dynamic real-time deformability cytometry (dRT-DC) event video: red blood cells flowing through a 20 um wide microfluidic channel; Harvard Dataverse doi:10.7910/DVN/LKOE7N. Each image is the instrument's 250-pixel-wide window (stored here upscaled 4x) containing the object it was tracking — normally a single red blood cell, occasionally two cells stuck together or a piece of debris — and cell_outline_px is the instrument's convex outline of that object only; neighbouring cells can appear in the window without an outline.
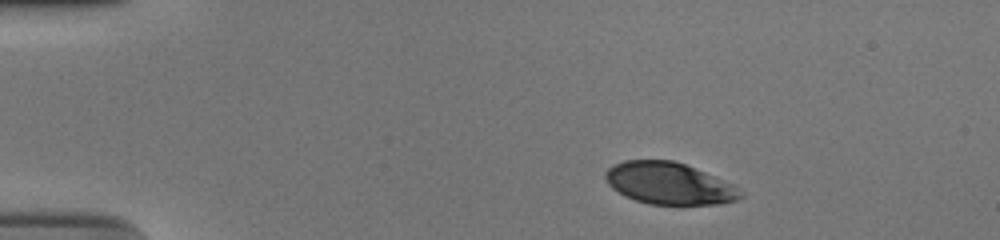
{"species": "human", "species_latin": "Homo sapiens", "temperature_condition": "cold", "stored_images_in_passage": 47, "camera_frame_rate_fps": 3000, "um_per_image_px": 0.085, "donor": {"sex": "male"}, "frame": {"image": 1, "passage_image": 1, "time_ms": 0.0, "image_size_px": [1000, 240], "cell_outline_px": [[744, 196], [736, 200], [720, 204], [648, 204], [624, 196], [612, 188], [608, 184], [604, 176], [604, 172], [608, 168], [624, 160], [672, 160], [684, 164], [704, 172], [732, 184], [744, 192]], "centroid_in_image_um": [56.86, 15.6], "position_along_channel_um": 28.1, "area_um2": 32.83}}
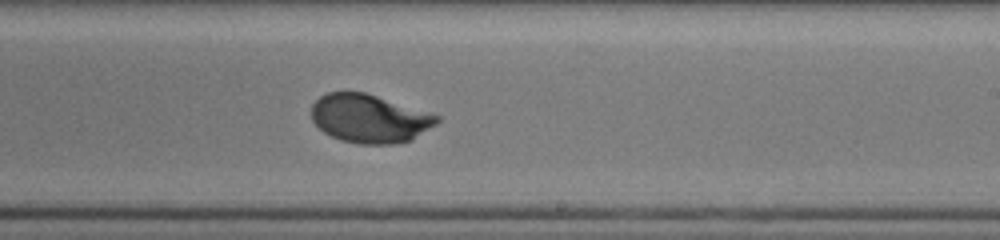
{"frame": {"image": 2, "passage_image": 26, "time_ms": 8.333, "image_size_px": [1000, 240], "cell_outline_px": [[440, 120], [436, 124], [412, 140], [396, 144], [360, 144], [340, 140], [324, 132], [312, 120], [312, 104], [320, 96], [328, 92], [364, 92], [440, 116]], "centroid_in_image_um": [31.4, 10.09], "position_along_channel_um": 257.6, "area_um2": 35.2}}
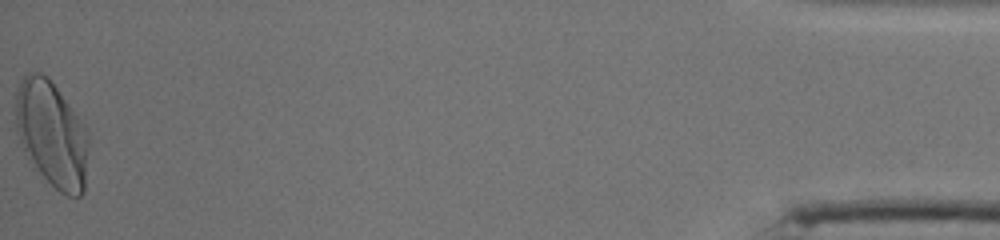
{"frame": {"image": 3, "passage_image": 47, "time_ms": 15.333, "image_size_px": [1000, 240], "cell_outline_px": [[88, 144], [84, 192], [80, 196], [68, 196], [60, 192], [32, 168], [20, 144], [16, 132], [16, 92], [20, 80], [28, 72], [40, 72], [48, 76], [88, 128]], "centroid_in_image_um": [4.39, 11.39], "position_along_channel_um": 430.8, "area_um2": 45.72}, "authors_computed_cell_mechanics": {"area_um2": 35.7204, "velocity_mm_per_s": 3.7251, "shape_relaxation_time_tau1_ms": 3.0277, "shape_relaxation_time_tau2_ms": null, "deformation_change_tau1": 0.1442, "deformation_change_tau2": null}}